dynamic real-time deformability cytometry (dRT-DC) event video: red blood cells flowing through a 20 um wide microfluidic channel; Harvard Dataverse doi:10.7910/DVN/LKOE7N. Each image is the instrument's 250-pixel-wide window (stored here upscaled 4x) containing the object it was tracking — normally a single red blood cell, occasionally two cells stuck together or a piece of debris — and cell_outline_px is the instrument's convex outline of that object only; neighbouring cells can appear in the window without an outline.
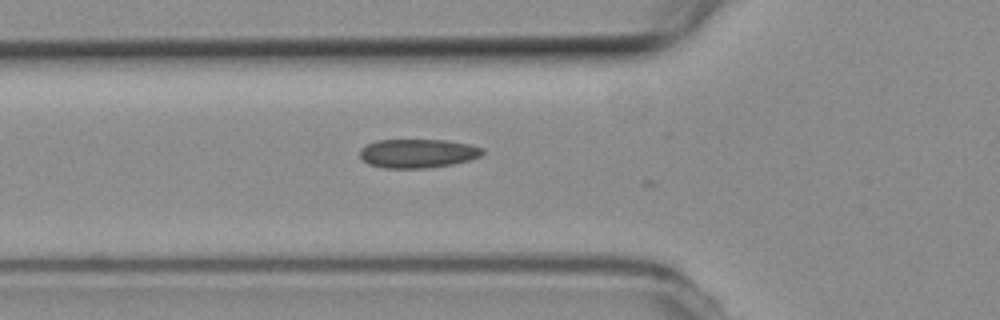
{"species": "common noctule bat (a hibernating species)", "species_latin": "Nyctalus noctula", "temperature_condition": "room temperature", "stored_images_in_passage": 8, "camera_frame_rate_fps": 3000, "um_per_image_px": 0.085, "animal": {"sex": "female", "body_mass_g": 19.3, "forearm_length_mm": 54.1}, "frame": {"image": 1, "passage_image": 3, "time_ms": 0.667, "image_size_px": [1000, 320], "cell_outline_px": [[484, 152], [480, 156], [468, 160], [452, 164], [424, 168], [384, 168], [368, 164], [360, 156], [360, 148], [376, 140], [448, 140], [468, 144], [484, 148]], "centroid_in_image_um": [35.5, 13.03], "position_along_channel_um": 90.3, "area_um2": 20.58}}
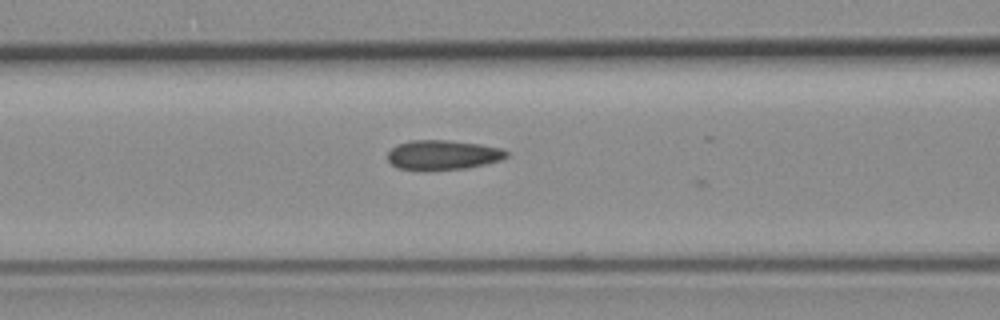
{"frame": {"image": 2, "passage_image": 6, "time_ms": 1.667, "image_size_px": [1000, 320], "cell_outline_px": [[508, 156], [500, 160], [484, 164], [464, 168], [396, 168], [388, 160], [388, 152], [396, 144], [408, 140], [448, 140], [480, 144], [504, 148], [508, 152]], "centroid_in_image_um": [37.66, 13.12], "position_along_channel_um": 128.9, "area_um2": 20.06}}